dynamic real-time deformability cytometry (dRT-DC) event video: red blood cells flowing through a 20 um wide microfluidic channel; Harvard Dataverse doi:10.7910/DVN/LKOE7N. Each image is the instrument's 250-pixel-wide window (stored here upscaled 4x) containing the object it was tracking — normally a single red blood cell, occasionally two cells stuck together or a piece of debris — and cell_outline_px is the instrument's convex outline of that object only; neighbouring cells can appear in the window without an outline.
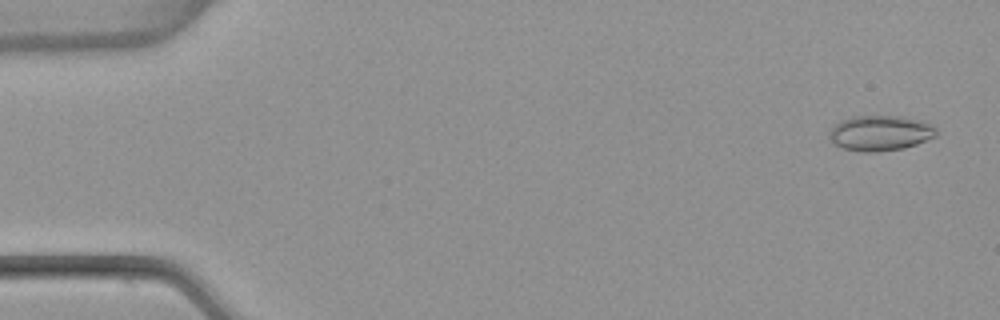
{"species": "common noctule bat (a hibernating species)", "species_latin": "Nyctalus noctula", "temperature_condition": "warm", "stored_images_in_passage": 4, "camera_frame_rate_fps": 3000, "um_per_image_px": 0.085, "animal": {"sex": "female", "body_mass_g": 22.7, "forearm_length_mm": 54.2}, "frame": {"image": 1, "passage_image": 1, "time_ms": 0.0, "image_size_px": [1000, 320], "cell_outline_px": [[936, 136], [928, 140], [904, 148], [880, 152], [860, 152], [844, 148], [832, 144], [828, 136], [828, 132], [840, 120], [852, 116], [900, 116], [920, 120], [936, 128]], "centroid_in_image_um": [74.78, 11.32], "position_along_channel_um": 10.2, "area_um2": 22.2}}